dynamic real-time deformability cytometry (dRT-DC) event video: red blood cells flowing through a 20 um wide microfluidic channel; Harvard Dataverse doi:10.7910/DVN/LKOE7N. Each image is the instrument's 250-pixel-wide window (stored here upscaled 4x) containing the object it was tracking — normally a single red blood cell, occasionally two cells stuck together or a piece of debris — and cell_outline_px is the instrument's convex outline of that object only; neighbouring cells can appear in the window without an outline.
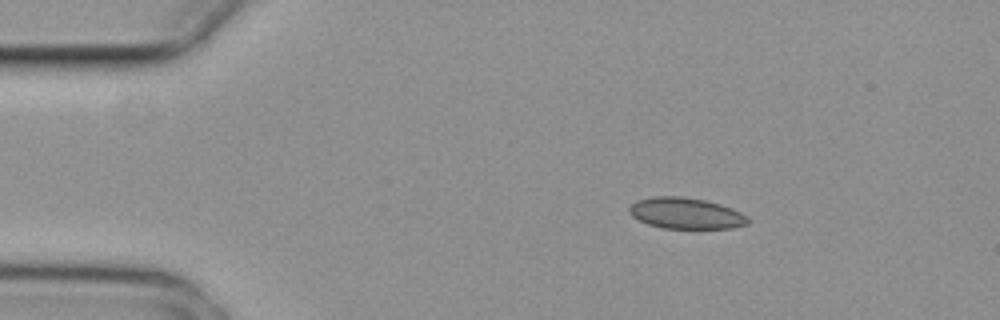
{"species": "common noctule bat (a hibernating species)", "species_latin": "Nyctalus noctula", "temperature_condition": "cold", "stored_images_in_passage": 3, "camera_frame_rate_fps": 3000, "um_per_image_px": 0.085, "animal": {"sex": "female", "body_mass_g": 29.2, "forearm_length_mm": 56.3}, "frame": {"image": 1, "passage_image": 1, "time_ms": 0.0, "image_size_px": [1000, 320], "cell_outline_px": [[752, 220], [748, 224], [732, 228], [664, 228], [648, 224], [632, 216], [628, 212], [628, 208], [636, 200], [652, 196], [680, 196], [704, 200], [720, 204], [732, 208], [748, 216]], "centroid_in_image_um": [58.31, 18.12], "position_along_channel_um": 26.7, "area_um2": 21.62}}
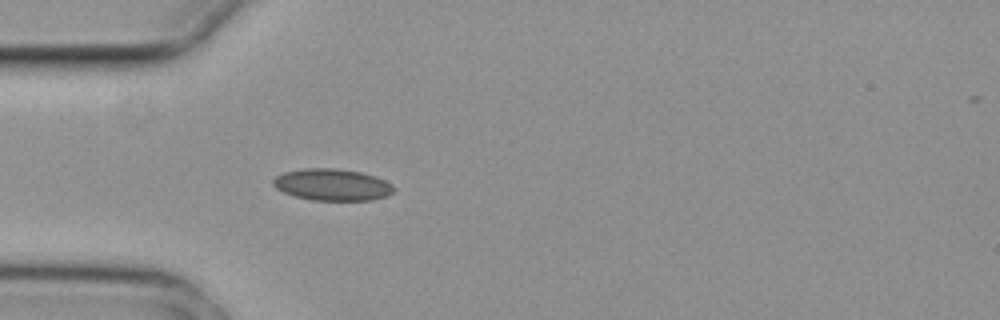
{"frame": {"image": 2, "passage_image": 3, "time_ms": 0.667, "image_size_px": [1000, 320], "cell_outline_px": [[396, 188], [388, 196], [372, 200], [312, 200], [296, 196], [284, 192], [276, 188], [272, 184], [272, 180], [276, 176], [284, 172], [304, 168], [336, 168], [360, 172], [376, 176], [392, 184]], "centroid_in_image_um": [28.26, 15.69], "position_along_channel_um": 56.7, "area_um2": 22.37}}